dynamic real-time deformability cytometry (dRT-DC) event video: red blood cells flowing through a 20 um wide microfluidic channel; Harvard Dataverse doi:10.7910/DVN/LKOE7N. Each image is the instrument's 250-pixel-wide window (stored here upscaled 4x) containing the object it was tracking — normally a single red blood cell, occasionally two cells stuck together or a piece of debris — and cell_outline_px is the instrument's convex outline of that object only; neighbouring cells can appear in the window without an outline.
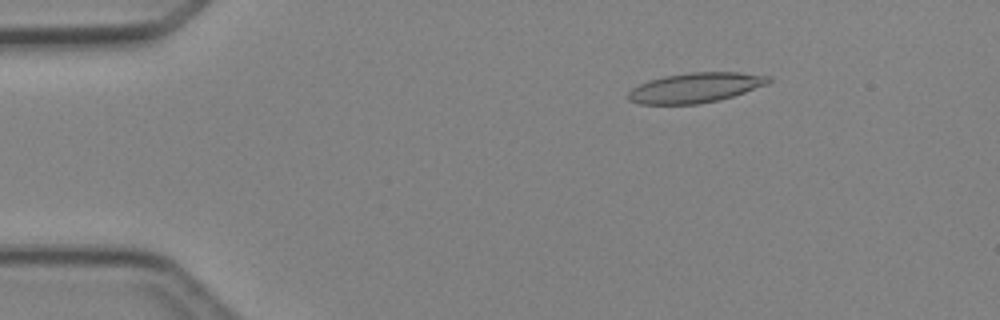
{"species": "Egyptian fruit bat (a non-hibernating species)", "species_latin": "Rousettus aegyptiacus", "temperature_condition": "cold", "stored_images_in_passage": 6, "camera_frame_rate_fps": 3000, "um_per_image_px": 0.085, "animal": {"sex": "female"}, "frame": {"image": 1, "passage_image": 2, "time_ms": 1.333, "image_size_px": [1000, 320], "cell_outline_px": [[772, 80], [768, 84], [732, 96], [716, 100], [696, 104], [640, 104], [628, 100], [628, 92], [632, 88], [648, 80], [664, 76], [688, 72], [740, 72], [768, 76]], "centroid_in_image_um": [59.09, 7.44], "position_along_channel_um": 25.9, "area_um2": 24.33}}
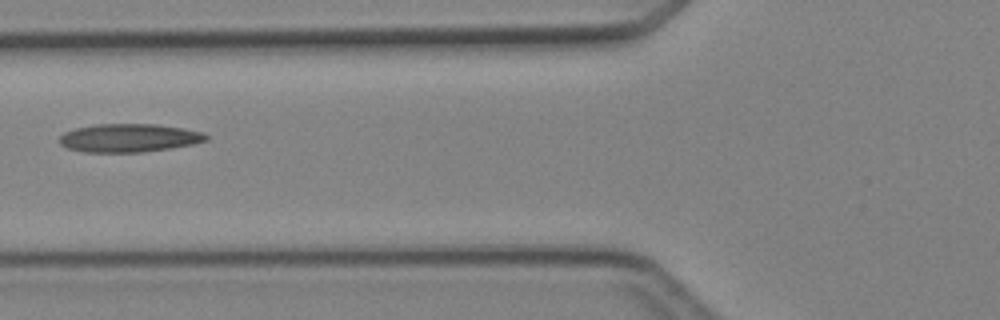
{"frame": {"image": 2, "passage_image": 5, "time_ms": 5.0, "image_size_px": [1000, 320], "cell_outline_px": [[208, 140], [192, 144], [144, 152], [84, 152], [68, 148], [60, 144], [60, 136], [64, 132], [76, 128], [96, 124], [156, 124], [184, 128], [204, 132], [208, 136]], "centroid_in_image_um": [10.98, 11.72], "position_along_channel_um": 114.8, "area_um2": 24.16}}
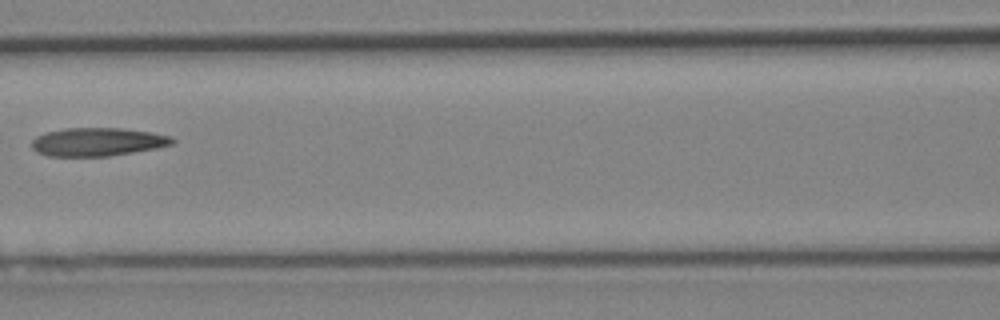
{"frame": {"image": 3, "passage_image": 6, "time_ms": 6.0, "image_size_px": [1000, 320], "cell_outline_px": [[176, 140], [172, 144], [156, 148], [108, 156], [48, 156], [36, 152], [32, 148], [32, 140], [36, 136], [48, 132], [64, 128], [120, 128], [152, 132], [172, 136]], "centroid_in_image_um": [8.29, 12.06], "position_along_channel_um": 158.3, "area_um2": 23.18}}